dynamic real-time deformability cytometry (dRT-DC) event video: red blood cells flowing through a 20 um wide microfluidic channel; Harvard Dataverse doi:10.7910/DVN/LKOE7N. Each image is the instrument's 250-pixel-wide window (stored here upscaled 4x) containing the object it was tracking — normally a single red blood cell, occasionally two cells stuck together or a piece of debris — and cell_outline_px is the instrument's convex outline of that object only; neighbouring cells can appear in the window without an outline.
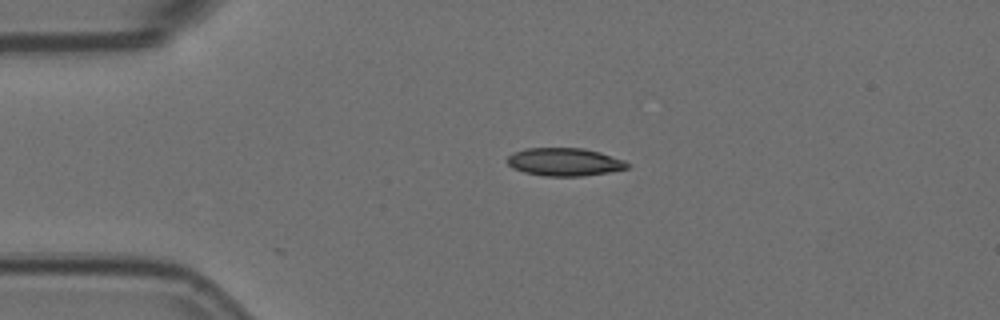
{"species": "Egyptian fruit bat (a non-hibernating species)", "species_latin": "Rousettus aegyptiacus", "temperature_condition": "room temperature", "stored_images_in_passage": 7, "camera_frame_rate_fps": 3000, "um_per_image_px": 0.085, "animal": {"sex": "female"}, "frame": {"image": 1, "passage_image": 1, "time_ms": 0.0, "image_size_px": [1000, 320], "cell_outline_px": [[628, 168], [608, 172], [584, 176], [544, 176], [524, 172], [512, 168], [504, 160], [512, 152], [528, 148], [584, 148], [600, 152], [624, 160], [628, 164]], "centroid_in_image_um": [47.93, 13.76], "position_along_channel_um": 37.1, "area_um2": 19.65}}